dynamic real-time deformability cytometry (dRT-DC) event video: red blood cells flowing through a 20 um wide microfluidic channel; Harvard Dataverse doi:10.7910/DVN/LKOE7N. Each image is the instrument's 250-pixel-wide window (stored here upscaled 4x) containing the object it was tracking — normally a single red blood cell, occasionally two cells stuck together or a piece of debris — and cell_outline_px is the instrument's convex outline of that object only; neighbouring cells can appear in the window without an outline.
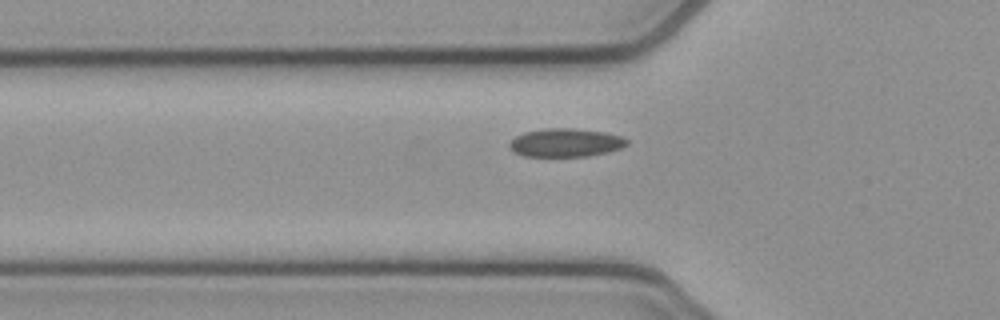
{"species": "common noctule bat (a hibernating species)", "species_latin": "Nyctalus noctula", "temperature_condition": "cold", "stored_images_in_passage": 39, "camera_frame_rate_fps": 3000, "um_per_image_px": 0.085, "animal": {"sex": "female", "body_mass_g": 21.9}, "frame": {"image": 1, "passage_image": 8, "time_ms": 2.333, "image_size_px": [1000, 320], "cell_outline_px": [[628, 144], [620, 148], [608, 152], [588, 156], [524, 156], [516, 152], [508, 144], [516, 136], [524, 132], [544, 128], [572, 128], [604, 132], [624, 136], [628, 140]], "centroid_in_image_um": [48.12, 12.12], "position_along_channel_um": 77.7, "area_um2": 19.36}}
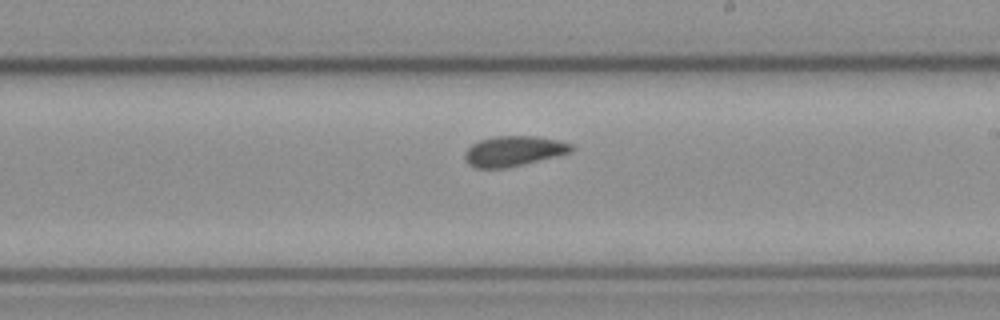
{"frame": {"image": 2, "passage_image": 21, "time_ms": 6.667, "image_size_px": [1000, 320], "cell_outline_px": [[576, 148], [572, 152], [508, 168], [476, 168], [468, 164], [464, 160], [464, 152], [472, 144], [480, 140], [496, 136], [536, 136], [556, 140], [572, 144]], "centroid_in_image_um": [43.65, 12.85], "position_along_channel_um": 245.3, "area_um2": 18.84}}
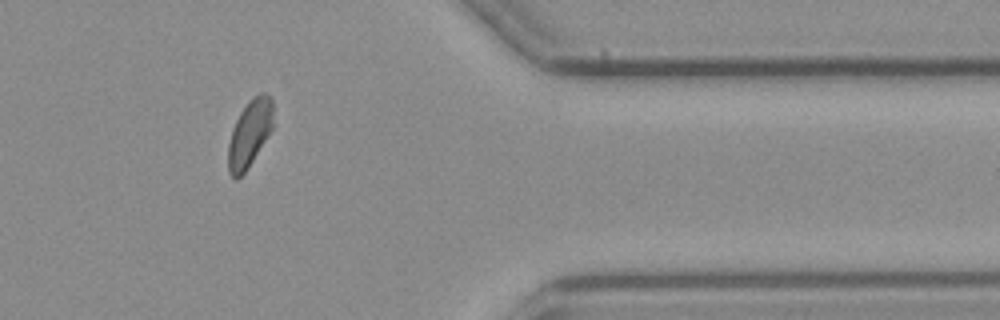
{"frame": {"image": 3, "passage_image": 34, "time_ms": 11.0, "image_size_px": [1000, 320], "cell_outline_px": [[272, 128], [248, 168], [236, 180], [228, 172], [228, 144], [232, 128], [240, 112], [248, 100], [252, 96], [260, 92], [264, 92], [272, 96]], "centroid_in_image_um": [21.2, 11.31], "position_along_channel_um": 390.2, "area_um2": 17.57}, "authors_computed_cell_mechanics": {"area_um2": 18.8428, "velocity_mm_per_s": 3.85, "shape_relaxation_time_tau1_ms": null, "shape_relaxation_time_tau2_ms": 4.9978, "deformation_change_tau1": null, "deformation_change_tau2": 0.0826}}